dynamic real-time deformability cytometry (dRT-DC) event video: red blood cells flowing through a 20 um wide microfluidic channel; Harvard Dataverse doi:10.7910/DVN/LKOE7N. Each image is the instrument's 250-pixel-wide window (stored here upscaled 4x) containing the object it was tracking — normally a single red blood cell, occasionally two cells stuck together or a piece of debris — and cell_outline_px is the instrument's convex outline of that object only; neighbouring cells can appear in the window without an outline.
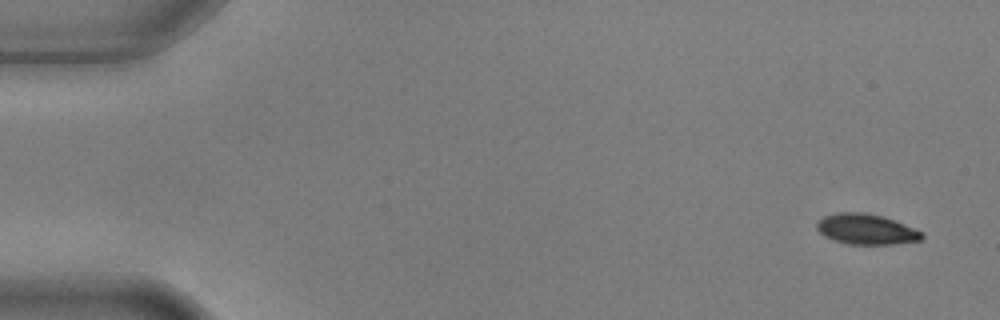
{"species": "common noctule bat (a hibernating species)", "species_latin": "Nyctalus noctula", "temperature_condition": "warm", "stored_images_in_passage": 13, "camera_frame_rate_fps": 3000, "um_per_image_px": 0.085, "animal": {"sex": "male", "body_mass_g": 17.9, "forearm_length_mm": 54.2}, "frame": {"image": 1, "passage_image": 1, "time_ms": 0.0, "image_size_px": [1000, 320], "cell_outline_px": [[924, 236], [920, 240], [892, 244], [848, 244], [832, 240], [824, 236], [816, 228], [816, 224], [824, 216], [836, 212], [864, 212], [884, 216], [924, 232]], "centroid_in_image_um": [73.62, 19.48], "position_along_channel_um": 11.4, "area_um2": 18.73}}
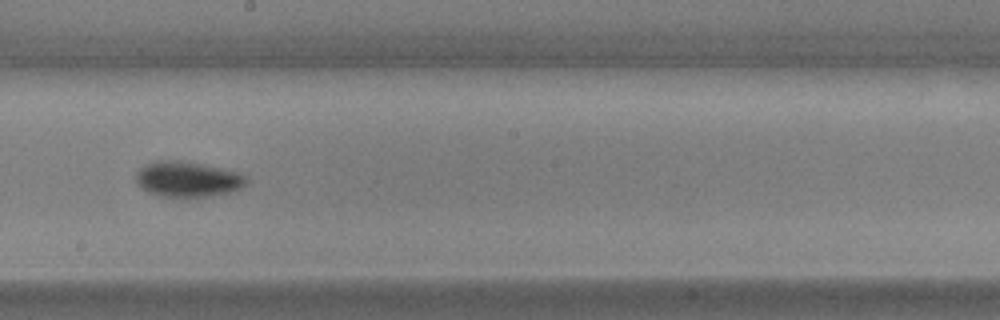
{"frame": {"image": 2, "passage_image": 8, "time_ms": 2.333, "image_size_px": [1000, 320], "cell_outline_px": [[248, 184], [232, 192], [208, 196], [160, 196], [148, 192], [136, 184], [136, 172], [140, 168], [156, 160], [184, 160], [204, 164], [236, 172], [248, 176]], "centroid_in_image_um": [15.96, 15.22], "position_along_channel_um": 232.2, "area_um2": 22.89}}
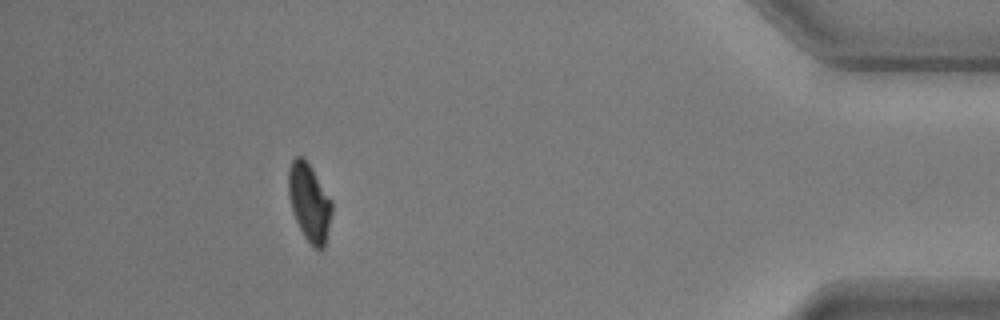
{"frame": {"image": 3, "passage_image": 13, "time_ms": 4.0, "image_size_px": [1000, 320], "cell_outline_px": [[332, 212], [324, 248], [320, 252], [304, 236], [292, 212], [288, 196], [288, 168], [292, 160], [296, 156], [304, 156], [312, 168], [332, 200]], "centroid_in_image_um": [26.28, 17.17], "position_along_channel_um": 408.9, "area_um2": 19.77}}